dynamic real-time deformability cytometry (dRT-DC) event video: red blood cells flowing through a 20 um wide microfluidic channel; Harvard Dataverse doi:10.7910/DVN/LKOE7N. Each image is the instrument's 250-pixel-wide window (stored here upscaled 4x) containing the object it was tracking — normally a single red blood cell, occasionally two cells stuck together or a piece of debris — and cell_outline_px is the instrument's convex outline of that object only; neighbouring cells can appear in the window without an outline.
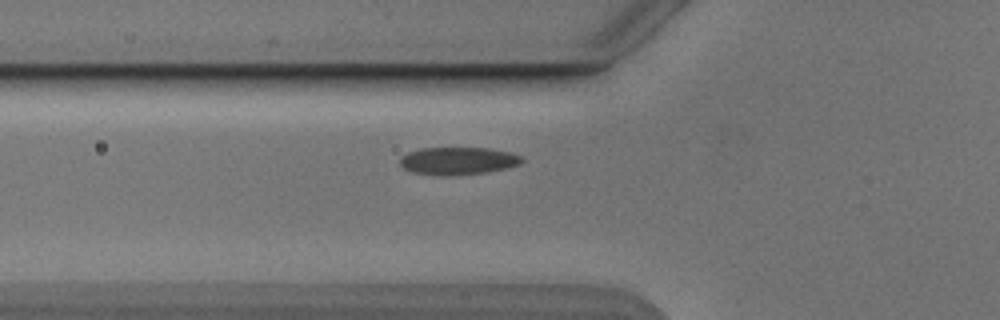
{"species": "Egyptian fruit bat (a non-hibernating species)", "species_latin": "Rousettus aegyptiacus", "temperature_condition": "cold", "stored_images_in_passage": 33, "camera_frame_rate_fps": 3000, "um_per_image_px": 0.085, "animal": {"sex": "male"}, "frame": {"image": 1, "passage_image": 3, "time_ms": 0.667, "image_size_px": [1000, 320], "cell_outline_px": [[524, 160], [520, 164], [504, 168], [484, 172], [448, 176], [444, 176], [412, 172], [404, 168], [400, 164], [400, 156], [408, 152], [420, 148], [492, 148], [512, 152], [524, 156]], "centroid_in_image_um": [38.95, 13.66], "position_along_channel_um": 86.9, "area_um2": 19.71}}
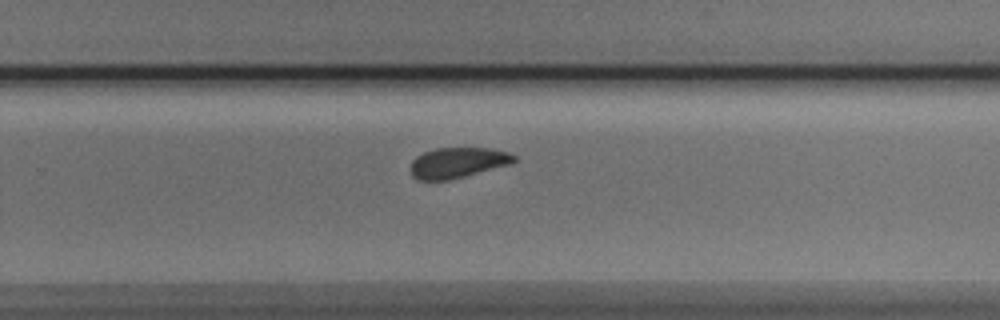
{"frame": {"image": 2, "passage_image": 19, "time_ms": 6.0, "image_size_px": [1000, 320], "cell_outline_px": [[516, 160], [508, 164], [464, 176], [448, 180], [416, 180], [412, 176], [412, 160], [416, 156], [424, 152], [436, 148], [488, 148], [508, 152], [516, 156]], "centroid_in_image_um": [38.87, 13.82], "position_along_channel_um": 290.9, "area_um2": 18.09}}
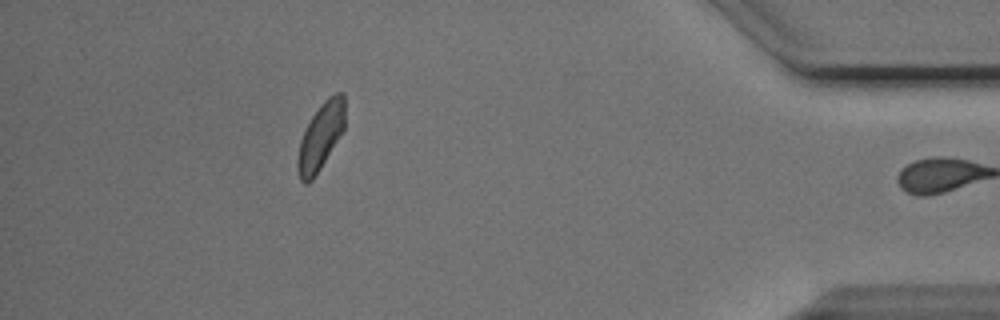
{"frame": {"image": 3, "passage_image": 32, "time_ms": 10.333, "image_size_px": [1000, 320], "cell_outline_px": [[344, 132], [312, 180], [308, 184], [304, 184], [300, 180], [296, 164], [296, 160], [300, 140], [304, 128], [320, 104], [328, 96], [336, 92], [344, 92]], "centroid_in_image_um": [27.25, 11.6], "position_along_channel_um": 408.0, "area_um2": 18.73}, "authors_computed_cell_mechanics": {"area_um2": 19.4786, "velocity_mm_per_s": 3.8324, "shape_relaxation_time_tau1_ms": 2.0181, "shape_relaxation_time_tau2_ms": 2.1532, "deformation_change_tau1": 0.0809, "deformation_change_tau2": 0.0527}}